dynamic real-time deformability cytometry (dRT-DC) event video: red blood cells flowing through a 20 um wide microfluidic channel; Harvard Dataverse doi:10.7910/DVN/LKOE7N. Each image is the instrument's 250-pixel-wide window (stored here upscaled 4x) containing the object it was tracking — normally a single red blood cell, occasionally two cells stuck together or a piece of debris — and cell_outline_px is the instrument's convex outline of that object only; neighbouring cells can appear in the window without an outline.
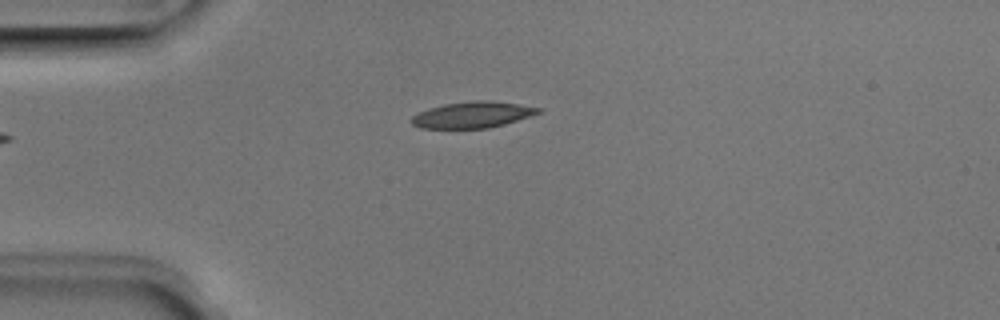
{"species": "Egyptian fruit bat (a non-hibernating species)", "species_latin": "Rousettus aegyptiacus", "temperature_condition": "room temperature", "stored_images_in_passage": 4, "camera_frame_rate_fps": 3000, "um_per_image_px": 0.085, "animal": {"sex": "male"}, "frame": {"image": 1, "passage_image": 4, "time_ms": 1.0, "image_size_px": [1000, 320], "cell_outline_px": [[544, 108], [540, 112], [504, 124], [488, 128], [420, 128], [412, 124], [408, 120], [416, 112], [428, 108], [444, 104], [472, 100], [492, 100]], "centroid_in_image_um": [40.1, 9.74], "position_along_channel_um": 44.9, "area_um2": 19.48}}